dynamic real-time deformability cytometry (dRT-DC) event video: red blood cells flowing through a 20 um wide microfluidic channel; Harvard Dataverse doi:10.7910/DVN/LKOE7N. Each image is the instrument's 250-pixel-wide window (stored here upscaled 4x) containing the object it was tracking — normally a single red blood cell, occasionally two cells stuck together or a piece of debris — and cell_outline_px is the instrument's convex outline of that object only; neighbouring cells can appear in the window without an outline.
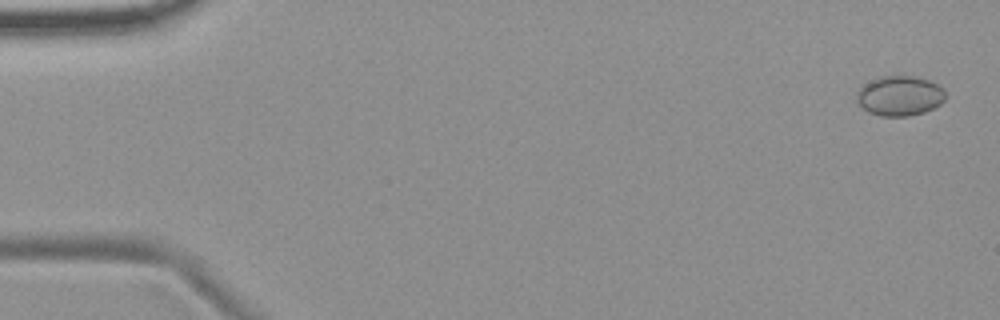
{"species": "common noctule bat (a hibernating species)", "species_latin": "Nyctalus noctula", "temperature_condition": "room temperature", "stored_images_in_passage": 6, "camera_frame_rate_fps": 3000, "um_per_image_px": 0.085, "animal": {"sex": "female", "body_mass_g": 19.9}, "frame": {"image": 1, "passage_image": 1, "time_ms": 0.0, "image_size_px": [1000, 320], "cell_outline_px": [[944, 100], [940, 104], [924, 112], [908, 116], [880, 116], [868, 112], [856, 100], [856, 92], [864, 84], [880, 76], [912, 76], [928, 80], [944, 88]], "centroid_in_image_um": [76.45, 8.15], "position_along_channel_um": 8.5, "area_um2": 20.52}}
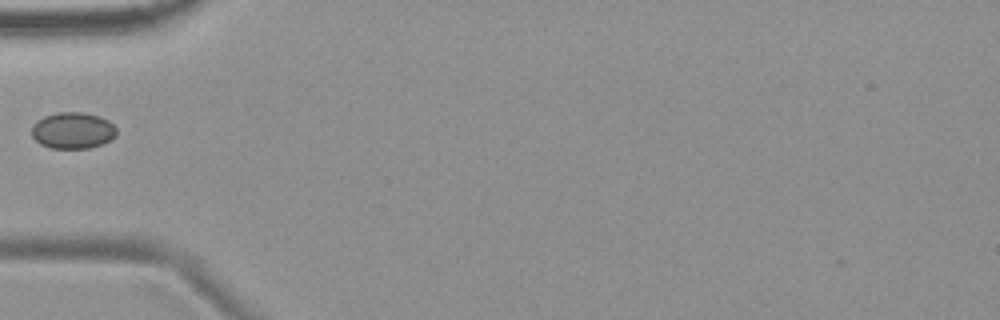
{"frame": {"image": 2, "passage_image": 5, "time_ms": 5.667, "image_size_px": [1000, 320], "cell_outline_px": [[116, 136], [104, 144], [88, 148], [48, 148], [40, 144], [32, 136], [32, 128], [36, 120], [44, 116], [56, 112], [80, 112], [100, 116], [108, 120], [116, 128]], "centroid_in_image_um": [6.19, 11.09], "position_along_channel_um": 78.8, "area_um2": 18.15}}
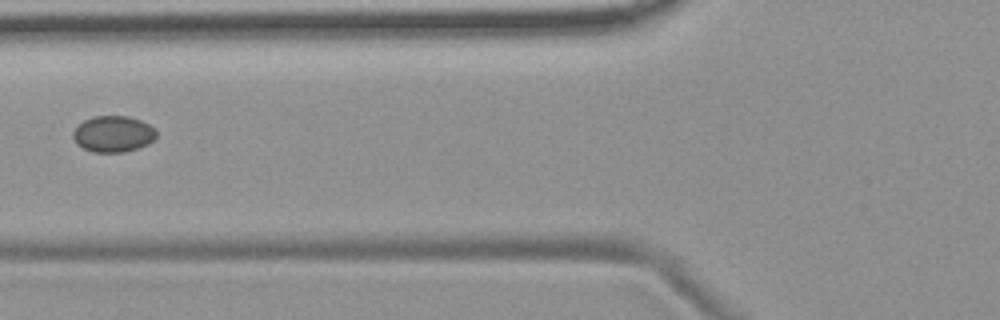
{"frame": {"image": 3, "passage_image": 6, "time_ms": 6.667, "image_size_px": [1000, 320], "cell_outline_px": [[156, 136], [148, 144], [124, 152], [92, 152], [76, 144], [72, 136], [72, 132], [84, 120], [92, 116], [128, 116], [140, 120], [156, 128]], "centroid_in_image_um": [9.61, 11.38], "position_along_channel_um": 116.2, "area_um2": 17.57}}